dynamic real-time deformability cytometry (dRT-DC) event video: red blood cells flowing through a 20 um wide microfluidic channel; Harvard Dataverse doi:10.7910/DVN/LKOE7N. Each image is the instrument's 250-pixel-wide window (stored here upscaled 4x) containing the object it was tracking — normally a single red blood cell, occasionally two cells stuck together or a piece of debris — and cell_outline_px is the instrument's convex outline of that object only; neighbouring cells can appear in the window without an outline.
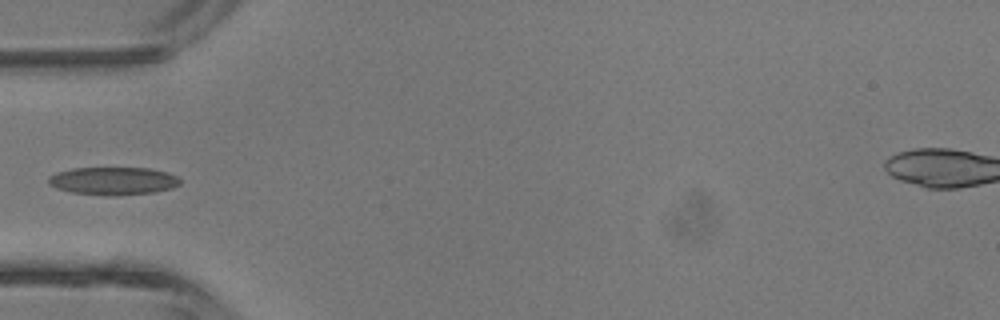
{"species": "common noctule bat (a hibernating species)", "species_latin": "Nyctalus noctula", "temperature_condition": "room temperature", "stored_images_in_passage": 3, "camera_frame_rate_fps": 3000, "um_per_image_px": 0.085, "animal": {"sex": "male", "body_mass_g": 13.3}, "frame": {"image": 1, "passage_image": 3, "time_ms": 2.333, "image_size_px": [1000, 320], "cell_outline_px": [[180, 184], [172, 188], [152, 192], [108, 196], [72, 192], [56, 188], [48, 184], [48, 176], [56, 172], [72, 168], [148, 168], [168, 172], [176, 176], [180, 180]], "centroid_in_image_um": [9.59, 15.37], "position_along_channel_um": 75.4, "area_um2": 21.33}}